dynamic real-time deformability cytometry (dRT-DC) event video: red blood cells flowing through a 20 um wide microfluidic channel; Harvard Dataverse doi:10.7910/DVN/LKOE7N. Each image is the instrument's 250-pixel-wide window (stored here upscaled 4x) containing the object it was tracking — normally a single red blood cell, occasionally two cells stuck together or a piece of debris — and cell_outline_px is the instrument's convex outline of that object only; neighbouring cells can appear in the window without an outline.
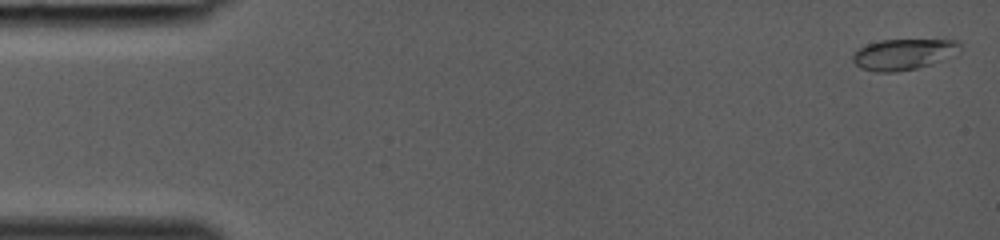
{"species": "common noctule bat (a hibernating species)", "species_latin": "Nyctalus noctula", "temperature_condition": "room temperature", "stored_images_in_passage": 39, "camera_frame_rate_fps": 3000, "um_per_image_px": 0.085, "animal": {"sex": "female", "body_mass_g": 19.0, "forearm_length_mm": 53.3}, "frame": {"image": 1, "passage_image": 1, "time_ms": 0.0, "image_size_px": [1000, 240], "cell_outline_px": [[964, 44], [960, 52], [932, 64], [916, 68], [896, 72], [876, 72], [860, 68], [852, 60], [852, 52], [856, 48], [880, 40], [960, 40]], "centroid_in_image_um": [76.81, 4.61], "position_along_channel_um": 8.2, "area_um2": 19.65}}
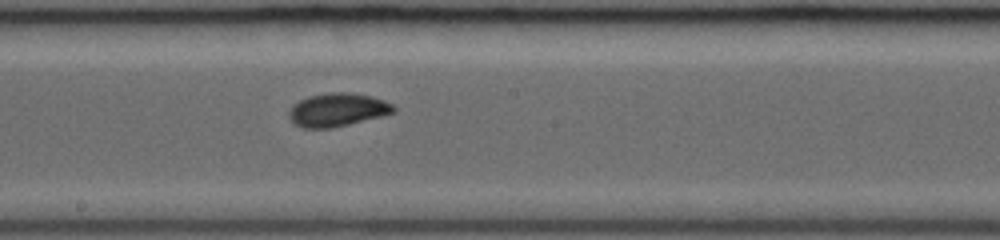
{"frame": {"image": 2, "passage_image": 22, "time_ms": 7.0, "image_size_px": [1000, 240], "cell_outline_px": [[396, 112], [384, 116], [332, 128], [304, 128], [296, 124], [288, 116], [288, 112], [292, 104], [308, 96], [328, 92], [348, 92], [372, 96], [384, 100], [392, 104], [396, 108]], "centroid_in_image_um": [28.7, 9.33], "position_along_channel_um": 219.5, "area_um2": 20.52}}
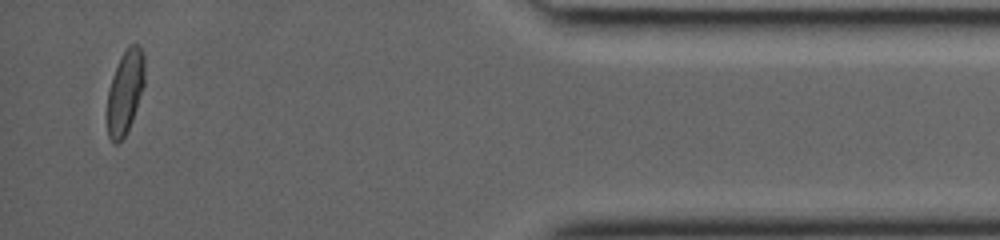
{"frame": {"image": 3, "passage_image": 37, "time_ms": 12.0, "image_size_px": [1000, 240], "cell_outline_px": [[144, 84], [132, 120], [124, 136], [116, 144], [112, 144], [108, 136], [108, 88], [112, 76], [120, 56], [128, 44], [140, 44], [144, 52]], "centroid_in_image_um": [10.64, 7.75], "position_along_channel_um": 424.6, "area_um2": 18.26}}